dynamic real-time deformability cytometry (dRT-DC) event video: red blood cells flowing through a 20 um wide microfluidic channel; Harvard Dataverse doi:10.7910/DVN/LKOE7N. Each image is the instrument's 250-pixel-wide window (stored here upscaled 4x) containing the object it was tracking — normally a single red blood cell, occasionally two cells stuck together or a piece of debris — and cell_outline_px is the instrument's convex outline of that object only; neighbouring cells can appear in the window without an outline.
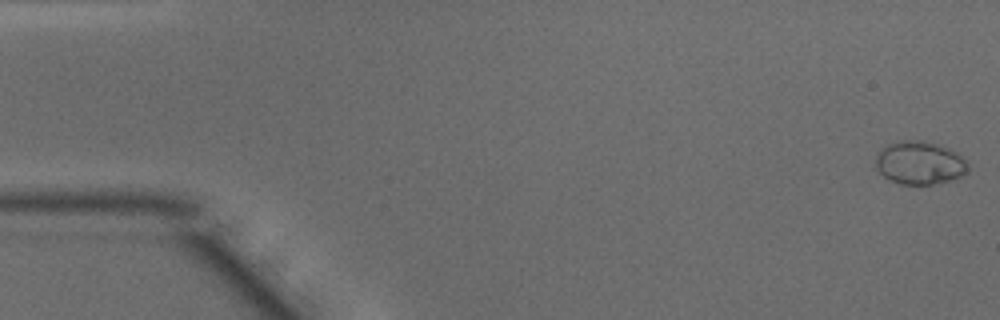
{"species": "common noctule bat (a hibernating species)", "species_latin": "Nyctalus noctula", "temperature_condition": "warm", "stored_images_in_passage": 49, "camera_frame_rate_fps": 3000, "um_per_image_px": 0.085, "animal": {"sex": "male", "body_mass_g": 15.6}, "frame": {"image": 1, "passage_image": 1, "time_ms": 0.0, "image_size_px": [1000, 320], "cell_outline_px": [[968, 172], [960, 176], [948, 180], [932, 184], [900, 184], [884, 176], [876, 168], [876, 156], [888, 144], [900, 140], [924, 140], [948, 148], [956, 152], [968, 164]], "centroid_in_image_um": [78.17, 13.83], "position_along_channel_um": 6.8, "area_um2": 22.89}}
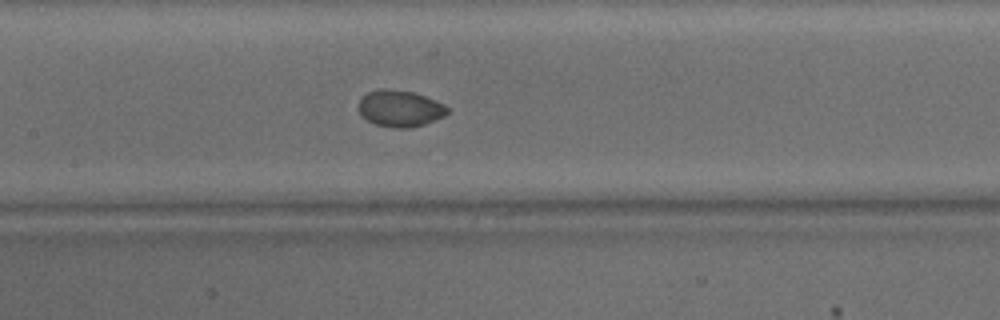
{"frame": {"image": 2, "passage_image": 23, "time_ms": 7.333, "image_size_px": [1000, 320], "cell_outline_px": [[448, 112], [444, 116], [436, 120], [412, 128], [392, 128], [376, 124], [360, 116], [360, 100], [368, 92], [380, 88], [384, 88], [412, 92], [424, 96], [444, 104], [448, 108]], "centroid_in_image_um": [34.01, 9.23], "position_along_channel_um": 173.4, "area_um2": 18.79}}
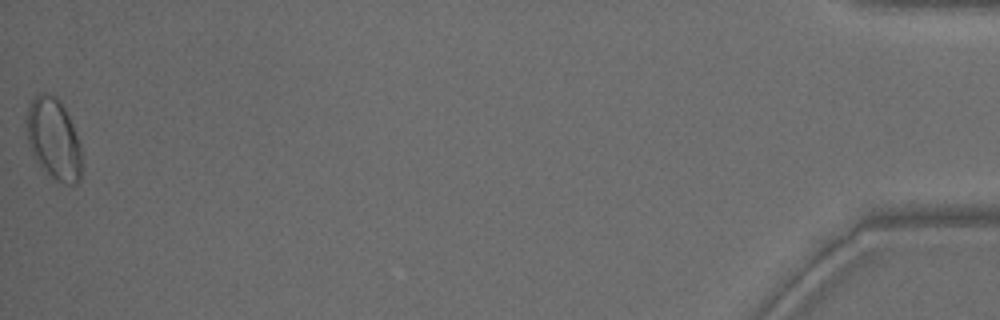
{"frame": {"image": 3, "passage_image": 49, "time_ms": 16.0, "image_size_px": [1000, 320], "cell_outline_px": [[80, 180], [76, 184], [68, 184], [56, 180], [40, 164], [32, 152], [28, 144], [28, 104], [40, 92], [48, 92], [56, 96], [60, 100], [72, 124], [80, 144]], "centroid_in_image_um": [4.57, 11.77], "position_along_channel_um": 430.6, "area_um2": 25.43}, "authors_computed_cell_mechanics": {"area_um2": 19.7098, "velocity_mm_per_s": 4.1197, "shape_relaxation_time_tau1_ms": 2.7312, "shape_relaxation_time_tau2_ms": null, "deformation_change_tau1": 0.0945, "deformation_change_tau2": null}}